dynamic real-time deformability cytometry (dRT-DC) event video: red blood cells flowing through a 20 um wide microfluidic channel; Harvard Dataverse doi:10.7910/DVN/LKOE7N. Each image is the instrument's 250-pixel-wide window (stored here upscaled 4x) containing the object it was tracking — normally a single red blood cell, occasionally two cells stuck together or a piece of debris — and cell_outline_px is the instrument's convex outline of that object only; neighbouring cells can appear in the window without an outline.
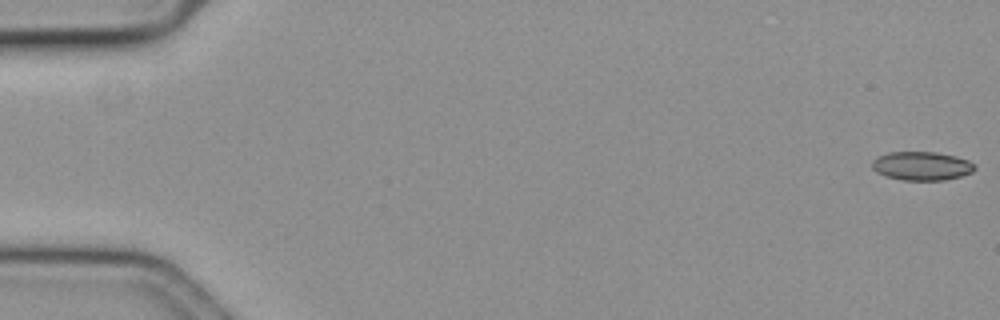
{"species": "common noctule bat (a hibernating species)", "species_latin": "Nyctalus noctula", "temperature_condition": "cold", "stored_images_in_passage": 60, "camera_frame_rate_fps": 3000, "um_per_image_px": 0.085, "animal": {"sex": "female", "body_mass_g": 19.3, "forearm_length_mm": 54.1}, "frame": {"image": 1, "passage_image": 1, "time_ms": 0.0, "image_size_px": [1000, 320], "cell_outline_px": [[976, 168], [972, 172], [960, 176], [944, 180], [904, 180], [888, 176], [876, 172], [872, 168], [872, 160], [888, 152], [936, 152], [956, 156], [968, 160], [976, 164]], "centroid_in_image_um": [78.37, 14.1], "position_along_channel_um": 6.6, "area_um2": 17.11}}
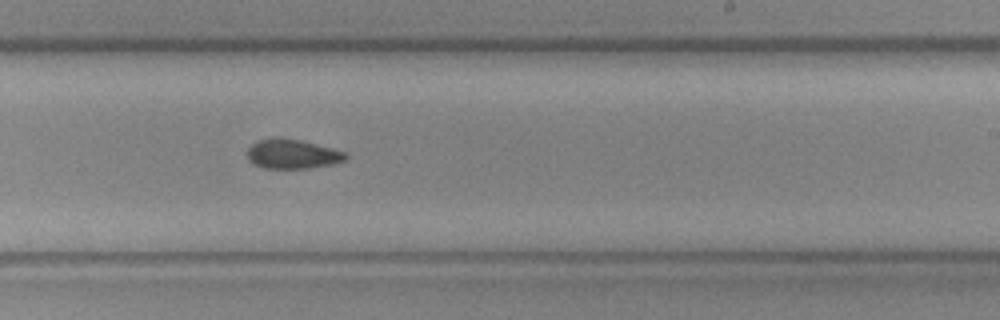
{"frame": {"image": 2, "passage_image": 37, "time_ms": 12.0, "image_size_px": [1000, 320], "cell_outline_px": [[348, 156], [344, 160], [332, 164], [308, 168], [264, 168], [252, 164], [248, 160], [248, 148], [252, 144], [260, 140], [300, 140], [332, 148], [344, 152]], "centroid_in_image_um": [24.85, 13.13], "position_along_channel_um": 264.1, "area_um2": 16.24}}
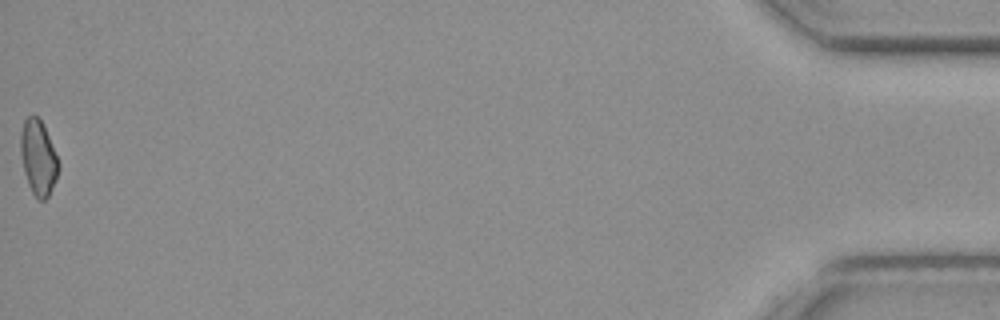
{"frame": {"image": 3, "passage_image": 60, "time_ms": 19.667, "image_size_px": [1000, 320], "cell_outline_px": [[60, 168], [56, 180], [48, 196], [44, 200], [36, 200], [28, 184], [24, 172], [20, 152], [20, 132], [24, 120], [32, 112], [44, 124], [60, 164]], "centroid_in_image_um": [3.25, 13.38], "position_along_channel_um": 431.9, "area_um2": 16.88}, "authors_computed_cell_mechanics": {"area_um2": 17.1666, "velocity_mm_per_s": 3.5511, "shape_relaxation_time_tau1_ms": 11.2108, "shape_relaxation_time_tau2_ms": 9.2203, "deformation_change_tau1": 0.0925, "deformation_change_tau2": 0.1334}}